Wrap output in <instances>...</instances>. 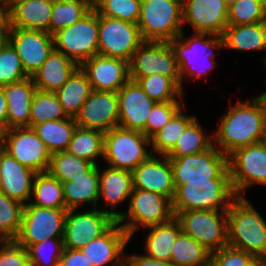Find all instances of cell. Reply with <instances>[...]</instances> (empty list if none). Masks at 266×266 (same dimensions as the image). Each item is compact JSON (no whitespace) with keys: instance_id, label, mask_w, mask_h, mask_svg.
Wrapping results in <instances>:
<instances>
[{"instance_id":"obj_1","label":"cell","mask_w":266,"mask_h":266,"mask_svg":"<svg viewBox=\"0 0 266 266\" xmlns=\"http://www.w3.org/2000/svg\"><path fill=\"white\" fill-rule=\"evenodd\" d=\"M220 117L213 145L227 157L235 150L266 141V98L260 95L237 100Z\"/></svg>"},{"instance_id":"obj_2","label":"cell","mask_w":266,"mask_h":266,"mask_svg":"<svg viewBox=\"0 0 266 266\" xmlns=\"http://www.w3.org/2000/svg\"><path fill=\"white\" fill-rule=\"evenodd\" d=\"M183 30L179 37L168 41L178 64L181 90L185 79H202L216 68V50H222L223 39L218 35L195 33L185 36Z\"/></svg>"},{"instance_id":"obj_3","label":"cell","mask_w":266,"mask_h":266,"mask_svg":"<svg viewBox=\"0 0 266 266\" xmlns=\"http://www.w3.org/2000/svg\"><path fill=\"white\" fill-rule=\"evenodd\" d=\"M247 197H236L227 209L228 246L266 258V221Z\"/></svg>"},{"instance_id":"obj_4","label":"cell","mask_w":266,"mask_h":266,"mask_svg":"<svg viewBox=\"0 0 266 266\" xmlns=\"http://www.w3.org/2000/svg\"><path fill=\"white\" fill-rule=\"evenodd\" d=\"M236 197L230 178L186 181L175 189L172 210H227Z\"/></svg>"},{"instance_id":"obj_5","label":"cell","mask_w":266,"mask_h":266,"mask_svg":"<svg viewBox=\"0 0 266 266\" xmlns=\"http://www.w3.org/2000/svg\"><path fill=\"white\" fill-rule=\"evenodd\" d=\"M138 27L144 41L168 42L183 31L182 0H141Z\"/></svg>"},{"instance_id":"obj_6","label":"cell","mask_w":266,"mask_h":266,"mask_svg":"<svg viewBox=\"0 0 266 266\" xmlns=\"http://www.w3.org/2000/svg\"><path fill=\"white\" fill-rule=\"evenodd\" d=\"M128 210L116 220L133 239L139 228H148L170 221L174 217L172 202L165 196L133 188Z\"/></svg>"},{"instance_id":"obj_7","label":"cell","mask_w":266,"mask_h":266,"mask_svg":"<svg viewBox=\"0 0 266 266\" xmlns=\"http://www.w3.org/2000/svg\"><path fill=\"white\" fill-rule=\"evenodd\" d=\"M181 232L191 236L208 251L228 246L227 210L173 211Z\"/></svg>"},{"instance_id":"obj_8","label":"cell","mask_w":266,"mask_h":266,"mask_svg":"<svg viewBox=\"0 0 266 266\" xmlns=\"http://www.w3.org/2000/svg\"><path fill=\"white\" fill-rule=\"evenodd\" d=\"M148 146H151L150 138L142 132L118 126L104 133L103 160L108 167L132 172L152 155Z\"/></svg>"},{"instance_id":"obj_9","label":"cell","mask_w":266,"mask_h":266,"mask_svg":"<svg viewBox=\"0 0 266 266\" xmlns=\"http://www.w3.org/2000/svg\"><path fill=\"white\" fill-rule=\"evenodd\" d=\"M98 34L99 13L92 8L75 24L52 34L54 48L80 65L98 55Z\"/></svg>"},{"instance_id":"obj_10","label":"cell","mask_w":266,"mask_h":266,"mask_svg":"<svg viewBox=\"0 0 266 266\" xmlns=\"http://www.w3.org/2000/svg\"><path fill=\"white\" fill-rule=\"evenodd\" d=\"M175 189L186 181H209L211 178H230L228 157L216 146L182 157H168Z\"/></svg>"},{"instance_id":"obj_11","label":"cell","mask_w":266,"mask_h":266,"mask_svg":"<svg viewBox=\"0 0 266 266\" xmlns=\"http://www.w3.org/2000/svg\"><path fill=\"white\" fill-rule=\"evenodd\" d=\"M228 168L237 197L254 185L266 186V141L235 150L228 156Z\"/></svg>"},{"instance_id":"obj_12","label":"cell","mask_w":266,"mask_h":266,"mask_svg":"<svg viewBox=\"0 0 266 266\" xmlns=\"http://www.w3.org/2000/svg\"><path fill=\"white\" fill-rule=\"evenodd\" d=\"M128 67L129 79L133 81L161 74L170 77L181 88L178 64L168 42L144 41L132 55Z\"/></svg>"},{"instance_id":"obj_13","label":"cell","mask_w":266,"mask_h":266,"mask_svg":"<svg viewBox=\"0 0 266 266\" xmlns=\"http://www.w3.org/2000/svg\"><path fill=\"white\" fill-rule=\"evenodd\" d=\"M98 55L129 63L144 42L138 24L99 14Z\"/></svg>"},{"instance_id":"obj_14","label":"cell","mask_w":266,"mask_h":266,"mask_svg":"<svg viewBox=\"0 0 266 266\" xmlns=\"http://www.w3.org/2000/svg\"><path fill=\"white\" fill-rule=\"evenodd\" d=\"M67 209L24 205L21 228L16 243L28 249L44 239L63 238Z\"/></svg>"},{"instance_id":"obj_15","label":"cell","mask_w":266,"mask_h":266,"mask_svg":"<svg viewBox=\"0 0 266 266\" xmlns=\"http://www.w3.org/2000/svg\"><path fill=\"white\" fill-rule=\"evenodd\" d=\"M3 148L14 159L36 173L47 172L51 153L33 128H11L1 133Z\"/></svg>"},{"instance_id":"obj_16","label":"cell","mask_w":266,"mask_h":266,"mask_svg":"<svg viewBox=\"0 0 266 266\" xmlns=\"http://www.w3.org/2000/svg\"><path fill=\"white\" fill-rule=\"evenodd\" d=\"M115 222L111 214L99 207L79 212L78 209L68 210L64 224V248L80 250L91 240L104 234Z\"/></svg>"},{"instance_id":"obj_17","label":"cell","mask_w":266,"mask_h":266,"mask_svg":"<svg viewBox=\"0 0 266 266\" xmlns=\"http://www.w3.org/2000/svg\"><path fill=\"white\" fill-rule=\"evenodd\" d=\"M8 41L16 49L29 76L42 66L55 49L53 35L41 30L8 28Z\"/></svg>"},{"instance_id":"obj_18","label":"cell","mask_w":266,"mask_h":266,"mask_svg":"<svg viewBox=\"0 0 266 266\" xmlns=\"http://www.w3.org/2000/svg\"><path fill=\"white\" fill-rule=\"evenodd\" d=\"M183 26L195 33L223 35L228 26V6L224 0H182Z\"/></svg>"},{"instance_id":"obj_19","label":"cell","mask_w":266,"mask_h":266,"mask_svg":"<svg viewBox=\"0 0 266 266\" xmlns=\"http://www.w3.org/2000/svg\"><path fill=\"white\" fill-rule=\"evenodd\" d=\"M80 127L107 133L118 127L117 92L93 90L75 117Z\"/></svg>"},{"instance_id":"obj_20","label":"cell","mask_w":266,"mask_h":266,"mask_svg":"<svg viewBox=\"0 0 266 266\" xmlns=\"http://www.w3.org/2000/svg\"><path fill=\"white\" fill-rule=\"evenodd\" d=\"M117 96L118 126L142 132L146 136V122L156 102L143 91L137 81L131 79L117 91Z\"/></svg>"},{"instance_id":"obj_21","label":"cell","mask_w":266,"mask_h":266,"mask_svg":"<svg viewBox=\"0 0 266 266\" xmlns=\"http://www.w3.org/2000/svg\"><path fill=\"white\" fill-rule=\"evenodd\" d=\"M133 188L158 193L171 202L175 194L173 170L166 155H151L132 171Z\"/></svg>"},{"instance_id":"obj_22","label":"cell","mask_w":266,"mask_h":266,"mask_svg":"<svg viewBox=\"0 0 266 266\" xmlns=\"http://www.w3.org/2000/svg\"><path fill=\"white\" fill-rule=\"evenodd\" d=\"M79 67L93 90L117 92L129 80L128 62L122 59L95 55Z\"/></svg>"},{"instance_id":"obj_23","label":"cell","mask_w":266,"mask_h":266,"mask_svg":"<svg viewBox=\"0 0 266 266\" xmlns=\"http://www.w3.org/2000/svg\"><path fill=\"white\" fill-rule=\"evenodd\" d=\"M130 240L127 232L116 221L104 234L80 250L93 266H119L125 261L124 252Z\"/></svg>"},{"instance_id":"obj_24","label":"cell","mask_w":266,"mask_h":266,"mask_svg":"<svg viewBox=\"0 0 266 266\" xmlns=\"http://www.w3.org/2000/svg\"><path fill=\"white\" fill-rule=\"evenodd\" d=\"M36 172L20 164L7 151L0 150V192L24 205L32 197Z\"/></svg>"},{"instance_id":"obj_25","label":"cell","mask_w":266,"mask_h":266,"mask_svg":"<svg viewBox=\"0 0 266 266\" xmlns=\"http://www.w3.org/2000/svg\"><path fill=\"white\" fill-rule=\"evenodd\" d=\"M100 167L98 205L103 198L105 205L100 209L111 214L117 220L120 216V211L117 212L116 207L129 200L133 190L132 172L108 166L103 169ZM110 207L112 210H107Z\"/></svg>"},{"instance_id":"obj_26","label":"cell","mask_w":266,"mask_h":266,"mask_svg":"<svg viewBox=\"0 0 266 266\" xmlns=\"http://www.w3.org/2000/svg\"><path fill=\"white\" fill-rule=\"evenodd\" d=\"M7 100V130L30 127V109L37 90L31 76L2 86Z\"/></svg>"},{"instance_id":"obj_27","label":"cell","mask_w":266,"mask_h":266,"mask_svg":"<svg viewBox=\"0 0 266 266\" xmlns=\"http://www.w3.org/2000/svg\"><path fill=\"white\" fill-rule=\"evenodd\" d=\"M54 0H27L6 13L7 28L41 30L49 33Z\"/></svg>"},{"instance_id":"obj_28","label":"cell","mask_w":266,"mask_h":266,"mask_svg":"<svg viewBox=\"0 0 266 266\" xmlns=\"http://www.w3.org/2000/svg\"><path fill=\"white\" fill-rule=\"evenodd\" d=\"M78 67L75 61L54 49L31 77L38 90L55 93Z\"/></svg>"},{"instance_id":"obj_29","label":"cell","mask_w":266,"mask_h":266,"mask_svg":"<svg viewBox=\"0 0 266 266\" xmlns=\"http://www.w3.org/2000/svg\"><path fill=\"white\" fill-rule=\"evenodd\" d=\"M221 38L224 49L239 52H266V22L228 25Z\"/></svg>"},{"instance_id":"obj_30","label":"cell","mask_w":266,"mask_h":266,"mask_svg":"<svg viewBox=\"0 0 266 266\" xmlns=\"http://www.w3.org/2000/svg\"><path fill=\"white\" fill-rule=\"evenodd\" d=\"M62 185L67 210H79L87 204H90L92 209L98 208L99 165H95L85 175L73 181L63 182Z\"/></svg>"},{"instance_id":"obj_31","label":"cell","mask_w":266,"mask_h":266,"mask_svg":"<svg viewBox=\"0 0 266 266\" xmlns=\"http://www.w3.org/2000/svg\"><path fill=\"white\" fill-rule=\"evenodd\" d=\"M145 240V254L154 259L170 262L173 244L181 233L178 221L173 217L170 221L148 228Z\"/></svg>"},{"instance_id":"obj_32","label":"cell","mask_w":266,"mask_h":266,"mask_svg":"<svg viewBox=\"0 0 266 266\" xmlns=\"http://www.w3.org/2000/svg\"><path fill=\"white\" fill-rule=\"evenodd\" d=\"M92 91L86 74L78 67L55 94L65 113L75 118Z\"/></svg>"},{"instance_id":"obj_33","label":"cell","mask_w":266,"mask_h":266,"mask_svg":"<svg viewBox=\"0 0 266 266\" xmlns=\"http://www.w3.org/2000/svg\"><path fill=\"white\" fill-rule=\"evenodd\" d=\"M77 126L75 118L68 117L37 124L33 130L44 142L49 152L53 154L66 151Z\"/></svg>"},{"instance_id":"obj_34","label":"cell","mask_w":266,"mask_h":266,"mask_svg":"<svg viewBox=\"0 0 266 266\" xmlns=\"http://www.w3.org/2000/svg\"><path fill=\"white\" fill-rule=\"evenodd\" d=\"M66 151L94 165H98V161H100L98 159H103L104 154V133L77 126Z\"/></svg>"},{"instance_id":"obj_35","label":"cell","mask_w":266,"mask_h":266,"mask_svg":"<svg viewBox=\"0 0 266 266\" xmlns=\"http://www.w3.org/2000/svg\"><path fill=\"white\" fill-rule=\"evenodd\" d=\"M31 196L29 203L37 207L67 209L62 183L48 172L36 173Z\"/></svg>"},{"instance_id":"obj_36","label":"cell","mask_w":266,"mask_h":266,"mask_svg":"<svg viewBox=\"0 0 266 266\" xmlns=\"http://www.w3.org/2000/svg\"><path fill=\"white\" fill-rule=\"evenodd\" d=\"M173 115L170 121L151 138L153 155H166L176 144L187 126L196 118V115L184 113V105Z\"/></svg>"},{"instance_id":"obj_37","label":"cell","mask_w":266,"mask_h":266,"mask_svg":"<svg viewBox=\"0 0 266 266\" xmlns=\"http://www.w3.org/2000/svg\"><path fill=\"white\" fill-rule=\"evenodd\" d=\"M173 245V266H208L211 252L191 236L181 232Z\"/></svg>"},{"instance_id":"obj_38","label":"cell","mask_w":266,"mask_h":266,"mask_svg":"<svg viewBox=\"0 0 266 266\" xmlns=\"http://www.w3.org/2000/svg\"><path fill=\"white\" fill-rule=\"evenodd\" d=\"M203 130L196 117L182 133L175 146L166 154L167 157L193 155L209 149L213 145V134Z\"/></svg>"},{"instance_id":"obj_39","label":"cell","mask_w":266,"mask_h":266,"mask_svg":"<svg viewBox=\"0 0 266 266\" xmlns=\"http://www.w3.org/2000/svg\"><path fill=\"white\" fill-rule=\"evenodd\" d=\"M94 166L87 160L62 151L51 154L47 172L63 183L85 175Z\"/></svg>"},{"instance_id":"obj_40","label":"cell","mask_w":266,"mask_h":266,"mask_svg":"<svg viewBox=\"0 0 266 266\" xmlns=\"http://www.w3.org/2000/svg\"><path fill=\"white\" fill-rule=\"evenodd\" d=\"M24 204L0 192V242L16 243Z\"/></svg>"},{"instance_id":"obj_41","label":"cell","mask_w":266,"mask_h":266,"mask_svg":"<svg viewBox=\"0 0 266 266\" xmlns=\"http://www.w3.org/2000/svg\"><path fill=\"white\" fill-rule=\"evenodd\" d=\"M93 7L85 0H54L49 34L79 21Z\"/></svg>"},{"instance_id":"obj_42","label":"cell","mask_w":266,"mask_h":266,"mask_svg":"<svg viewBox=\"0 0 266 266\" xmlns=\"http://www.w3.org/2000/svg\"><path fill=\"white\" fill-rule=\"evenodd\" d=\"M68 117L54 92L35 91L30 109V128L46 121Z\"/></svg>"},{"instance_id":"obj_43","label":"cell","mask_w":266,"mask_h":266,"mask_svg":"<svg viewBox=\"0 0 266 266\" xmlns=\"http://www.w3.org/2000/svg\"><path fill=\"white\" fill-rule=\"evenodd\" d=\"M137 83L155 102L183 101L185 96L181 88L170 77L161 74L139 78Z\"/></svg>"},{"instance_id":"obj_44","label":"cell","mask_w":266,"mask_h":266,"mask_svg":"<svg viewBox=\"0 0 266 266\" xmlns=\"http://www.w3.org/2000/svg\"><path fill=\"white\" fill-rule=\"evenodd\" d=\"M93 8L102 16L137 24L141 0H96Z\"/></svg>"},{"instance_id":"obj_45","label":"cell","mask_w":266,"mask_h":266,"mask_svg":"<svg viewBox=\"0 0 266 266\" xmlns=\"http://www.w3.org/2000/svg\"><path fill=\"white\" fill-rule=\"evenodd\" d=\"M63 249V238L44 239L27 249L30 264L31 266H58Z\"/></svg>"},{"instance_id":"obj_46","label":"cell","mask_w":266,"mask_h":266,"mask_svg":"<svg viewBox=\"0 0 266 266\" xmlns=\"http://www.w3.org/2000/svg\"><path fill=\"white\" fill-rule=\"evenodd\" d=\"M29 75L24 71L16 49L8 41L0 52V86L21 81Z\"/></svg>"},{"instance_id":"obj_47","label":"cell","mask_w":266,"mask_h":266,"mask_svg":"<svg viewBox=\"0 0 266 266\" xmlns=\"http://www.w3.org/2000/svg\"><path fill=\"white\" fill-rule=\"evenodd\" d=\"M261 0H237L228 8V25H246L263 22Z\"/></svg>"},{"instance_id":"obj_48","label":"cell","mask_w":266,"mask_h":266,"mask_svg":"<svg viewBox=\"0 0 266 266\" xmlns=\"http://www.w3.org/2000/svg\"><path fill=\"white\" fill-rule=\"evenodd\" d=\"M183 101L156 102L146 122V137L151 138L161 130L183 106Z\"/></svg>"},{"instance_id":"obj_49","label":"cell","mask_w":266,"mask_h":266,"mask_svg":"<svg viewBox=\"0 0 266 266\" xmlns=\"http://www.w3.org/2000/svg\"><path fill=\"white\" fill-rule=\"evenodd\" d=\"M254 255L227 246L210 254L208 266H245Z\"/></svg>"},{"instance_id":"obj_50","label":"cell","mask_w":266,"mask_h":266,"mask_svg":"<svg viewBox=\"0 0 266 266\" xmlns=\"http://www.w3.org/2000/svg\"><path fill=\"white\" fill-rule=\"evenodd\" d=\"M0 266H31L27 249L17 243H1Z\"/></svg>"},{"instance_id":"obj_51","label":"cell","mask_w":266,"mask_h":266,"mask_svg":"<svg viewBox=\"0 0 266 266\" xmlns=\"http://www.w3.org/2000/svg\"><path fill=\"white\" fill-rule=\"evenodd\" d=\"M58 266H93L79 249H63Z\"/></svg>"},{"instance_id":"obj_52","label":"cell","mask_w":266,"mask_h":266,"mask_svg":"<svg viewBox=\"0 0 266 266\" xmlns=\"http://www.w3.org/2000/svg\"><path fill=\"white\" fill-rule=\"evenodd\" d=\"M125 261L129 266H173L171 262L154 259L146 254H125Z\"/></svg>"},{"instance_id":"obj_53","label":"cell","mask_w":266,"mask_h":266,"mask_svg":"<svg viewBox=\"0 0 266 266\" xmlns=\"http://www.w3.org/2000/svg\"><path fill=\"white\" fill-rule=\"evenodd\" d=\"M7 130V100L0 86V132L3 133Z\"/></svg>"},{"instance_id":"obj_54","label":"cell","mask_w":266,"mask_h":266,"mask_svg":"<svg viewBox=\"0 0 266 266\" xmlns=\"http://www.w3.org/2000/svg\"><path fill=\"white\" fill-rule=\"evenodd\" d=\"M8 42V28L6 21L0 26V52Z\"/></svg>"},{"instance_id":"obj_55","label":"cell","mask_w":266,"mask_h":266,"mask_svg":"<svg viewBox=\"0 0 266 266\" xmlns=\"http://www.w3.org/2000/svg\"><path fill=\"white\" fill-rule=\"evenodd\" d=\"M245 266H266V258L254 256Z\"/></svg>"},{"instance_id":"obj_56","label":"cell","mask_w":266,"mask_h":266,"mask_svg":"<svg viewBox=\"0 0 266 266\" xmlns=\"http://www.w3.org/2000/svg\"><path fill=\"white\" fill-rule=\"evenodd\" d=\"M27 0H4L3 2V7L5 14L16 4V3H21Z\"/></svg>"},{"instance_id":"obj_57","label":"cell","mask_w":266,"mask_h":266,"mask_svg":"<svg viewBox=\"0 0 266 266\" xmlns=\"http://www.w3.org/2000/svg\"><path fill=\"white\" fill-rule=\"evenodd\" d=\"M4 0H0V26L6 21V14L3 7Z\"/></svg>"},{"instance_id":"obj_58","label":"cell","mask_w":266,"mask_h":266,"mask_svg":"<svg viewBox=\"0 0 266 266\" xmlns=\"http://www.w3.org/2000/svg\"><path fill=\"white\" fill-rule=\"evenodd\" d=\"M261 4H262V10H263V14H264V19L266 22V0H261Z\"/></svg>"},{"instance_id":"obj_59","label":"cell","mask_w":266,"mask_h":266,"mask_svg":"<svg viewBox=\"0 0 266 266\" xmlns=\"http://www.w3.org/2000/svg\"><path fill=\"white\" fill-rule=\"evenodd\" d=\"M225 4L228 6V8L233 5L237 0H224Z\"/></svg>"},{"instance_id":"obj_60","label":"cell","mask_w":266,"mask_h":266,"mask_svg":"<svg viewBox=\"0 0 266 266\" xmlns=\"http://www.w3.org/2000/svg\"><path fill=\"white\" fill-rule=\"evenodd\" d=\"M85 1H87L93 7L96 0H85Z\"/></svg>"},{"instance_id":"obj_61","label":"cell","mask_w":266,"mask_h":266,"mask_svg":"<svg viewBox=\"0 0 266 266\" xmlns=\"http://www.w3.org/2000/svg\"><path fill=\"white\" fill-rule=\"evenodd\" d=\"M266 55V54H265ZM263 61V63L265 64V69H266V56L263 57V59H261ZM266 71V70H265ZM266 78V77H265ZM265 83H266V79H265Z\"/></svg>"},{"instance_id":"obj_62","label":"cell","mask_w":266,"mask_h":266,"mask_svg":"<svg viewBox=\"0 0 266 266\" xmlns=\"http://www.w3.org/2000/svg\"><path fill=\"white\" fill-rule=\"evenodd\" d=\"M119 266H129L126 261H123Z\"/></svg>"},{"instance_id":"obj_63","label":"cell","mask_w":266,"mask_h":266,"mask_svg":"<svg viewBox=\"0 0 266 266\" xmlns=\"http://www.w3.org/2000/svg\"><path fill=\"white\" fill-rule=\"evenodd\" d=\"M3 148V144L2 142H0V150Z\"/></svg>"},{"instance_id":"obj_64","label":"cell","mask_w":266,"mask_h":266,"mask_svg":"<svg viewBox=\"0 0 266 266\" xmlns=\"http://www.w3.org/2000/svg\"><path fill=\"white\" fill-rule=\"evenodd\" d=\"M262 94H263V95L265 96V98H266V90H265V92H263Z\"/></svg>"}]
</instances>
